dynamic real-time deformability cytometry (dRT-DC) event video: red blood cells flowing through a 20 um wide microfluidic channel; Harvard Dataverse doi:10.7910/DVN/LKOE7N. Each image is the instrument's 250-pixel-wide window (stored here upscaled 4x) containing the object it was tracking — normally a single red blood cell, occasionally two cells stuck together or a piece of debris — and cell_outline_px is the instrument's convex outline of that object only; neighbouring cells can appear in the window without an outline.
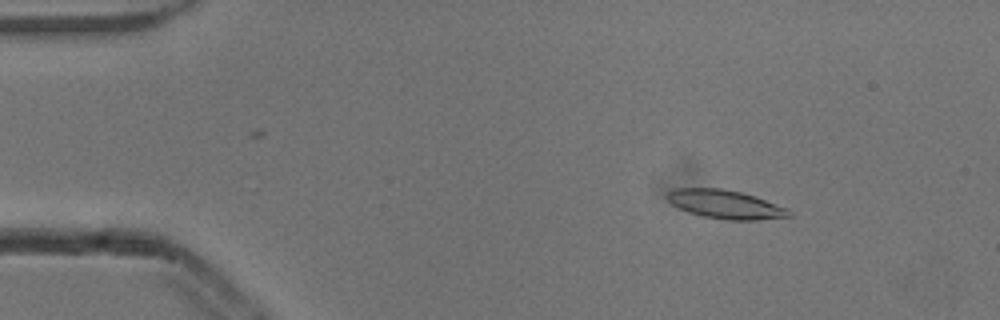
{"species": "common noctule bat (a hibernating species)", "species_latin": "Nyctalus noctula", "temperature_condition": "cold", "stored_images_in_passage": 53, "camera_frame_rate_fps": 3000, "um_per_image_px": 0.085, "animal": {"sex": "male", "body_mass_g": 13.3}, "frame": {"image": 1, "passage_image": 8, "time_ms": 2.333, "image_size_px": [1000, 320], "cell_outline_px": [[792, 216], [756, 220], [724, 220], [700, 216], [688, 212], [672, 204], [668, 200], [668, 192], [676, 188], [720, 188], [740, 192], [788, 208], [792, 212]], "centroid_in_image_um": [61.66, 17.38], "position_along_channel_um": 23.3, "area_um2": 20.17}}
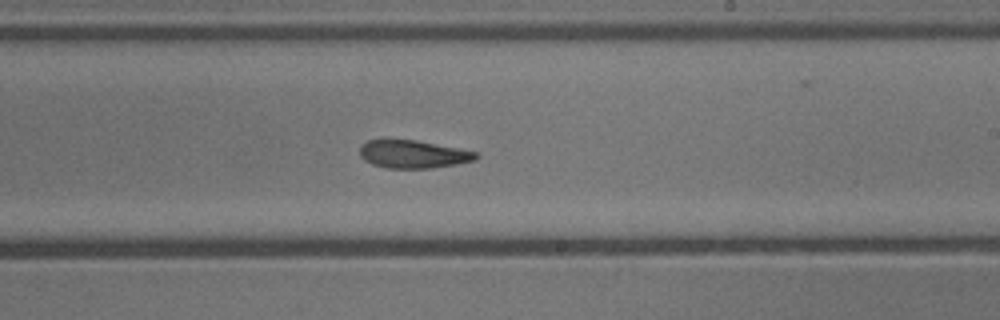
{"frame": {"image": 2, "passage_image": 32, "time_ms": 10.333, "image_size_px": [1000, 320], "cell_outline_px": [[480, 156], [476, 160], [456, 164], [432, 168], [384, 168], [372, 164], [364, 160], [360, 156], [360, 148], [368, 140], [416, 140], [460, 148], [476, 152]], "centroid_in_image_um": [35.15, 13.11], "position_along_channel_um": 253.9, "area_um2": 18.9}}
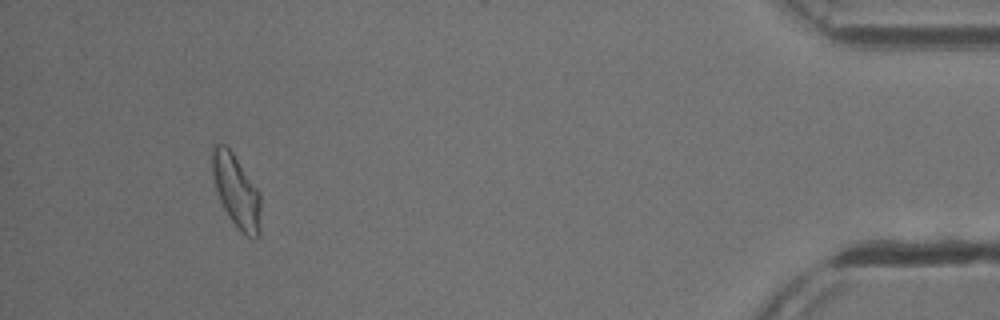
{"frame": {"image": 3, "passage_image": 50, "time_ms": 16.333, "image_size_px": [1000, 320], "cell_outline_px": [[260, 236], [256, 240], [252, 240], [240, 232], [224, 208], [220, 200], [216, 188], [212, 172], [212, 144], [224, 144], [232, 152], [260, 192]], "centroid_in_image_um": [20.11, 16.28], "position_along_channel_um": 415.1, "area_um2": 20.58}, "authors_computed_cell_mechanics": {"area_um2": 19.941, "velocity_mm_per_s": 3.8556, "shape_relaxation_time_tau1_ms": 6.8105, "shape_relaxation_time_tau2_ms": 8.8497, "deformation_change_tau1": 0.1867, "deformation_change_tau2": 0.1878}}